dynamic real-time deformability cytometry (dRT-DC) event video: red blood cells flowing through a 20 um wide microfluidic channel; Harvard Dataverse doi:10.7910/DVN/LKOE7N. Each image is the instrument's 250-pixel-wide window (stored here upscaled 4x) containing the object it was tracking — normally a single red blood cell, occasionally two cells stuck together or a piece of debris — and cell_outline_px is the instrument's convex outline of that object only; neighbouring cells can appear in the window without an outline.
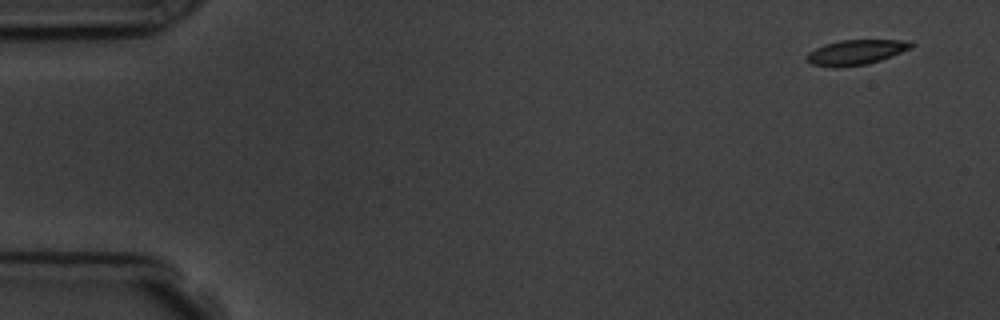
{"species": "common noctule bat (a hibernating species)", "species_latin": "Nyctalus noctula", "temperature_condition": "room temperature", "stored_images_in_passage": 5, "camera_frame_rate_fps": 3000, "um_per_image_px": 0.085, "animal": {"sex": "male", "body_mass_g": 19.5, "forearm_length_mm": 54.6}, "frame": {"image": 1, "passage_image": 1, "time_ms": 0.0, "image_size_px": [1000, 320], "cell_outline_px": [[916, 44], [912, 48], [892, 56], [868, 64], [832, 68], [812, 64], [808, 60], [808, 52], [824, 44], [840, 40], [912, 40]], "centroid_in_image_um": [72.81, 4.43], "position_along_channel_um": 12.2, "area_um2": 15.32}}
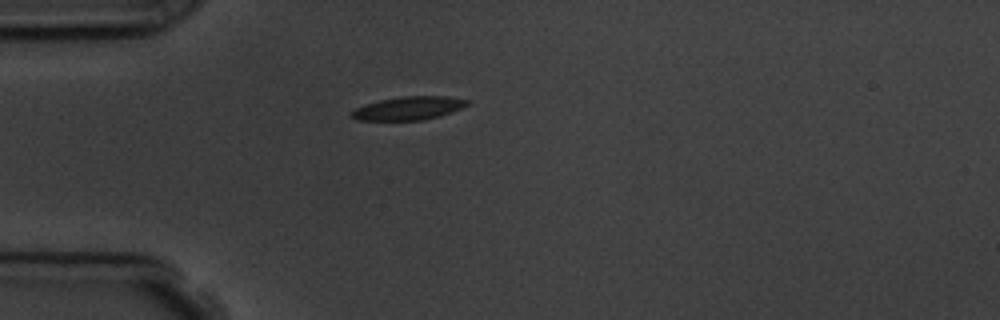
{"frame": {"image": 2, "passage_image": 4, "time_ms": 4.0, "image_size_px": [1000, 320], "cell_outline_px": [[468, 104], [460, 108], [440, 116], [424, 120], [356, 120], [352, 116], [352, 112], [356, 108], [364, 104], [380, 100], [404, 96], [448, 96], [468, 100]], "centroid_in_image_um": [34.72, 9.2], "position_along_channel_um": 50.3, "area_um2": 15.55}}